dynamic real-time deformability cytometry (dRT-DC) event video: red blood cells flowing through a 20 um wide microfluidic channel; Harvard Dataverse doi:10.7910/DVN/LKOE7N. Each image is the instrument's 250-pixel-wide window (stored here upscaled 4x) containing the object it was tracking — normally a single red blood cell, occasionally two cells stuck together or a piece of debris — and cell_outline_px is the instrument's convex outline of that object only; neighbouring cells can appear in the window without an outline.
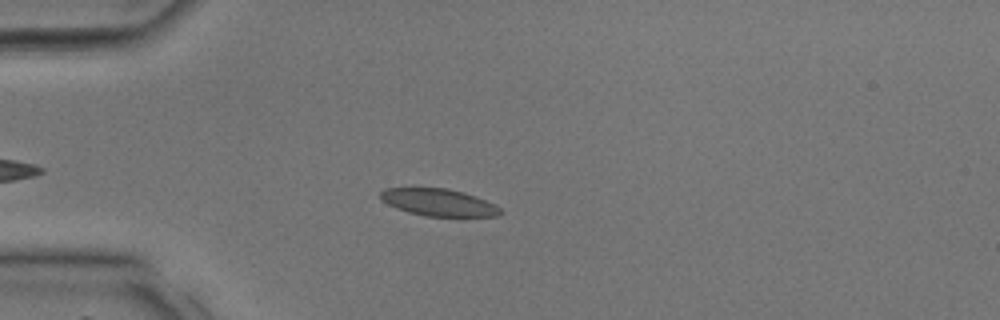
{"species": "common noctule bat (a hibernating species)", "species_latin": "Nyctalus noctula", "temperature_condition": "room temperature", "stored_images_in_passage": 31, "camera_frame_rate_fps": 3000, "um_per_image_px": 0.085, "animal": {"sex": "male", "body_mass_g": 17.9, "forearm_length_mm": 54.2}, "frame": {"image": 1, "passage_image": 6, "time_ms": 1.667, "image_size_px": [1000, 320], "cell_outline_px": [[504, 212], [500, 216], [460, 220], [424, 216], [408, 212], [396, 208], [380, 200], [380, 192], [384, 188], [448, 188], [464, 192], [476, 196], [500, 208]], "centroid_in_image_um": [37.37, 17.27], "position_along_channel_um": 47.6, "area_um2": 20.11}}
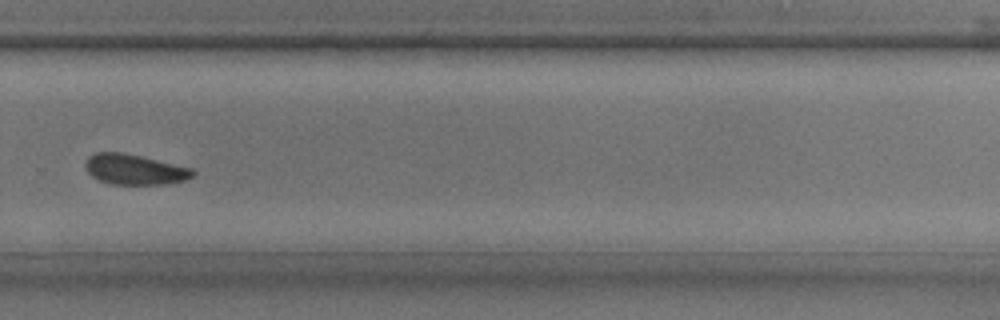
{"frame": {"image": 2, "passage_image": 21, "time_ms": 6.667, "image_size_px": [1000, 320], "cell_outline_px": [[196, 172], [192, 176], [184, 180], [164, 184], [108, 184], [92, 176], [84, 168], [84, 164], [88, 156], [96, 152], [124, 152], [192, 168]], "centroid_in_image_um": [11.4, 14.39], "position_along_channel_um": 318.4, "area_um2": 19.02}}
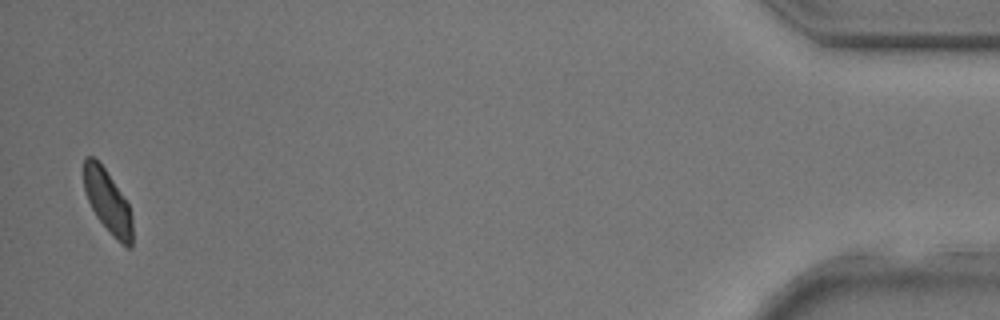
{"frame": {"image": 3, "passage_image": 31, "time_ms": 10.0, "image_size_px": [1000, 320], "cell_outline_px": [[132, 248], [128, 248], [116, 240], [112, 236], [96, 216], [88, 200], [84, 188], [84, 156], [92, 156], [104, 168], [128, 204], [132, 216]], "centroid_in_image_um": [9.16, 17.17], "position_along_channel_um": 426.0, "area_um2": 17.57}}